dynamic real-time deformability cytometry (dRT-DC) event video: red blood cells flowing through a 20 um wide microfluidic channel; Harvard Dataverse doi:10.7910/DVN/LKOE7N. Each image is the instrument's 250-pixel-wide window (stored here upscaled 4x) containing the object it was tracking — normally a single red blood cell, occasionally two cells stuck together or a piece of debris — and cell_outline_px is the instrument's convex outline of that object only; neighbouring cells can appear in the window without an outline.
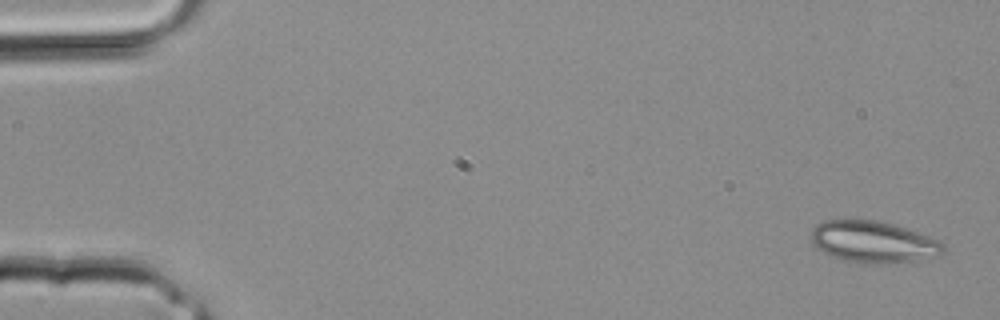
{"species": "common noctule bat (a hibernating species)", "species_latin": "Nyctalus noctula", "temperature_condition": "room temperature", "stored_images_in_passage": 3, "camera_frame_rate_fps": 3000, "um_per_image_px": 0.085, "animal": {"sex": "male", "body_mass_g": 20.4}, "frame": {"image": 1, "passage_image": 1, "time_ms": 0.0, "image_size_px": [1000, 320], "cell_outline_px": [[944, 252], [936, 256], [916, 260], [884, 264], [868, 264], [844, 260], [832, 256], [816, 248], [812, 244], [812, 228], [816, 224], [824, 220], [876, 220], [892, 224], [940, 240], [944, 244]], "centroid_in_image_um": [74.21, 20.57], "position_along_channel_um": 10.8, "area_um2": 31.96}}